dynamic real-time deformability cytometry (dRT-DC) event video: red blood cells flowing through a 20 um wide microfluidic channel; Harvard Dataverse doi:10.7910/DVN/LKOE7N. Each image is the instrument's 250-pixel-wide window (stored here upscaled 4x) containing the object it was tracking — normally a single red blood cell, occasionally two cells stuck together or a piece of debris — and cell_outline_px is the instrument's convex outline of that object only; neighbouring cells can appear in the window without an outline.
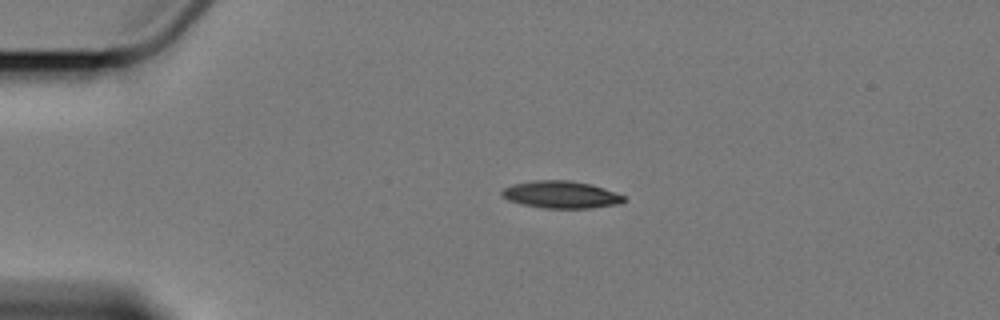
{"species": "Egyptian fruit bat (a non-hibernating species)", "species_latin": "Rousettus aegyptiacus", "temperature_condition": "cold", "stored_images_in_passage": 3, "camera_frame_rate_fps": 3000, "um_per_image_px": 0.085, "animal": {"sex": "female"}, "frame": {"image": 1, "passage_image": 1, "time_ms": 0.0, "image_size_px": [1000, 320], "cell_outline_px": [[628, 200], [620, 204], [592, 208], [544, 208], [520, 204], [508, 200], [500, 196], [500, 192], [504, 188], [512, 184], [532, 180], [568, 180], [592, 184], [604, 188], [624, 196]], "centroid_in_image_um": [47.67, 16.54], "position_along_channel_um": 37.3, "area_um2": 19.65}}
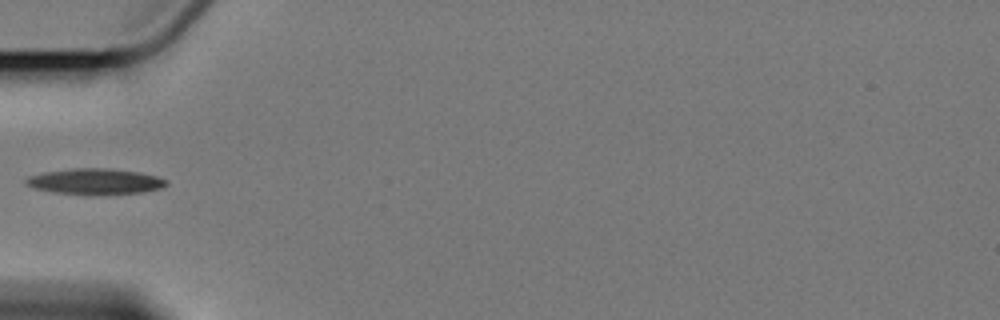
{"frame": {"image": 2, "passage_image": 3, "time_ms": 2.333, "image_size_px": [1000, 320], "cell_outline_px": [[168, 184], [160, 188], [144, 192], [88, 196], [52, 192], [32, 188], [24, 184], [24, 180], [28, 176], [44, 172], [72, 168], [112, 168], [140, 172], [156, 176], [168, 180]], "centroid_in_image_um": [8.05, 15.44], "position_along_channel_um": 76.9, "area_um2": 21.73}}